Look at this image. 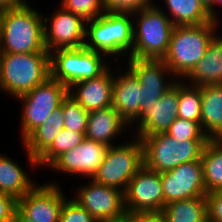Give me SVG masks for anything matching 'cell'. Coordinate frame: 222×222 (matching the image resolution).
Segmentation results:
<instances>
[{"instance_id":"1","label":"cell","mask_w":222,"mask_h":222,"mask_svg":"<svg viewBox=\"0 0 222 222\" xmlns=\"http://www.w3.org/2000/svg\"><path fill=\"white\" fill-rule=\"evenodd\" d=\"M219 24L213 20L199 25L174 26L162 60L178 80H183L203 58Z\"/></svg>"},{"instance_id":"2","label":"cell","mask_w":222,"mask_h":222,"mask_svg":"<svg viewBox=\"0 0 222 222\" xmlns=\"http://www.w3.org/2000/svg\"><path fill=\"white\" fill-rule=\"evenodd\" d=\"M133 33L131 12H104L86 22L84 47L105 54L109 60L116 59L119 64L120 56L127 59L132 52Z\"/></svg>"},{"instance_id":"3","label":"cell","mask_w":222,"mask_h":222,"mask_svg":"<svg viewBox=\"0 0 222 222\" xmlns=\"http://www.w3.org/2000/svg\"><path fill=\"white\" fill-rule=\"evenodd\" d=\"M30 4L27 1L4 12L0 53H49L44 42L43 14Z\"/></svg>"},{"instance_id":"4","label":"cell","mask_w":222,"mask_h":222,"mask_svg":"<svg viewBox=\"0 0 222 222\" xmlns=\"http://www.w3.org/2000/svg\"><path fill=\"white\" fill-rule=\"evenodd\" d=\"M50 77V53H0V91L14 99Z\"/></svg>"},{"instance_id":"5","label":"cell","mask_w":222,"mask_h":222,"mask_svg":"<svg viewBox=\"0 0 222 222\" xmlns=\"http://www.w3.org/2000/svg\"><path fill=\"white\" fill-rule=\"evenodd\" d=\"M133 48L128 58L163 59L174 24L160 6L155 4L132 13Z\"/></svg>"},{"instance_id":"6","label":"cell","mask_w":222,"mask_h":222,"mask_svg":"<svg viewBox=\"0 0 222 222\" xmlns=\"http://www.w3.org/2000/svg\"><path fill=\"white\" fill-rule=\"evenodd\" d=\"M144 165L158 173L169 171L180 164L199 161L205 145L210 140L177 141L166 133L151 134L141 138Z\"/></svg>"},{"instance_id":"7","label":"cell","mask_w":222,"mask_h":222,"mask_svg":"<svg viewBox=\"0 0 222 222\" xmlns=\"http://www.w3.org/2000/svg\"><path fill=\"white\" fill-rule=\"evenodd\" d=\"M108 59L85 47L59 49L50 53V76L69 88L79 81L99 77L113 64Z\"/></svg>"},{"instance_id":"8","label":"cell","mask_w":222,"mask_h":222,"mask_svg":"<svg viewBox=\"0 0 222 222\" xmlns=\"http://www.w3.org/2000/svg\"><path fill=\"white\" fill-rule=\"evenodd\" d=\"M130 141L108 146L103 163L92 179L99 184L125 191L135 173L144 165L143 143L132 136Z\"/></svg>"},{"instance_id":"9","label":"cell","mask_w":222,"mask_h":222,"mask_svg":"<svg viewBox=\"0 0 222 222\" xmlns=\"http://www.w3.org/2000/svg\"><path fill=\"white\" fill-rule=\"evenodd\" d=\"M68 88L51 76L30 92L16 98L22 104L20 116L21 143L39 126L44 124L52 111L61 107Z\"/></svg>"},{"instance_id":"10","label":"cell","mask_w":222,"mask_h":222,"mask_svg":"<svg viewBox=\"0 0 222 222\" xmlns=\"http://www.w3.org/2000/svg\"><path fill=\"white\" fill-rule=\"evenodd\" d=\"M124 204L129 216L161 213L164 194L160 173L143 165L124 191Z\"/></svg>"},{"instance_id":"11","label":"cell","mask_w":222,"mask_h":222,"mask_svg":"<svg viewBox=\"0 0 222 222\" xmlns=\"http://www.w3.org/2000/svg\"><path fill=\"white\" fill-rule=\"evenodd\" d=\"M123 61L141 85L140 116L178 80L162 59L127 58Z\"/></svg>"},{"instance_id":"12","label":"cell","mask_w":222,"mask_h":222,"mask_svg":"<svg viewBox=\"0 0 222 222\" xmlns=\"http://www.w3.org/2000/svg\"><path fill=\"white\" fill-rule=\"evenodd\" d=\"M43 20L44 42L49 53L84 47L87 21L82 17L60 5L52 15H43Z\"/></svg>"},{"instance_id":"13","label":"cell","mask_w":222,"mask_h":222,"mask_svg":"<svg viewBox=\"0 0 222 222\" xmlns=\"http://www.w3.org/2000/svg\"><path fill=\"white\" fill-rule=\"evenodd\" d=\"M82 184L76 187L74 197L71 198L96 221L115 220L127 215L123 191L96 183L93 179H88V184Z\"/></svg>"},{"instance_id":"14","label":"cell","mask_w":222,"mask_h":222,"mask_svg":"<svg viewBox=\"0 0 222 222\" xmlns=\"http://www.w3.org/2000/svg\"><path fill=\"white\" fill-rule=\"evenodd\" d=\"M54 181L36 184L17 200V208L34 222H59L61 207L67 195L59 182Z\"/></svg>"},{"instance_id":"15","label":"cell","mask_w":222,"mask_h":222,"mask_svg":"<svg viewBox=\"0 0 222 222\" xmlns=\"http://www.w3.org/2000/svg\"><path fill=\"white\" fill-rule=\"evenodd\" d=\"M164 194V206L172 201L207 195L203 180L201 160L180 164L172 170L160 173Z\"/></svg>"},{"instance_id":"16","label":"cell","mask_w":222,"mask_h":222,"mask_svg":"<svg viewBox=\"0 0 222 222\" xmlns=\"http://www.w3.org/2000/svg\"><path fill=\"white\" fill-rule=\"evenodd\" d=\"M107 149L106 144L86 138L78 146L60 155L48 168L51 172L92 179L103 163Z\"/></svg>"},{"instance_id":"17","label":"cell","mask_w":222,"mask_h":222,"mask_svg":"<svg viewBox=\"0 0 222 222\" xmlns=\"http://www.w3.org/2000/svg\"><path fill=\"white\" fill-rule=\"evenodd\" d=\"M179 80L155 101L150 109L144 111L134 123L136 129L131 134L142 138L151 134L165 133L169 126L178 118Z\"/></svg>"},{"instance_id":"18","label":"cell","mask_w":222,"mask_h":222,"mask_svg":"<svg viewBox=\"0 0 222 222\" xmlns=\"http://www.w3.org/2000/svg\"><path fill=\"white\" fill-rule=\"evenodd\" d=\"M112 68L110 66L99 77L73 84L68 88V94L79 102L88 113L112 106L115 76V71Z\"/></svg>"},{"instance_id":"19","label":"cell","mask_w":222,"mask_h":222,"mask_svg":"<svg viewBox=\"0 0 222 222\" xmlns=\"http://www.w3.org/2000/svg\"><path fill=\"white\" fill-rule=\"evenodd\" d=\"M123 69L114 76L112 107L133 129L132 124L140 117L141 85L128 68Z\"/></svg>"},{"instance_id":"20","label":"cell","mask_w":222,"mask_h":222,"mask_svg":"<svg viewBox=\"0 0 222 222\" xmlns=\"http://www.w3.org/2000/svg\"><path fill=\"white\" fill-rule=\"evenodd\" d=\"M64 129V112L61 107L52 111L44 124L37 127L23 142L22 147L32 169H39L37 159L52 145Z\"/></svg>"},{"instance_id":"21","label":"cell","mask_w":222,"mask_h":222,"mask_svg":"<svg viewBox=\"0 0 222 222\" xmlns=\"http://www.w3.org/2000/svg\"><path fill=\"white\" fill-rule=\"evenodd\" d=\"M130 127L112 107L89 112L85 137L92 141H98L113 146L123 132ZM119 136V137H118ZM116 139V140H115Z\"/></svg>"},{"instance_id":"22","label":"cell","mask_w":222,"mask_h":222,"mask_svg":"<svg viewBox=\"0 0 222 222\" xmlns=\"http://www.w3.org/2000/svg\"><path fill=\"white\" fill-rule=\"evenodd\" d=\"M195 86L222 84V35L216 34L203 58L192 71L183 79Z\"/></svg>"},{"instance_id":"23","label":"cell","mask_w":222,"mask_h":222,"mask_svg":"<svg viewBox=\"0 0 222 222\" xmlns=\"http://www.w3.org/2000/svg\"><path fill=\"white\" fill-rule=\"evenodd\" d=\"M203 132L210 140L222 139V84L201 86Z\"/></svg>"},{"instance_id":"24","label":"cell","mask_w":222,"mask_h":222,"mask_svg":"<svg viewBox=\"0 0 222 222\" xmlns=\"http://www.w3.org/2000/svg\"><path fill=\"white\" fill-rule=\"evenodd\" d=\"M6 154L0 153V192L22 198L37 183L26 169Z\"/></svg>"},{"instance_id":"25","label":"cell","mask_w":222,"mask_h":222,"mask_svg":"<svg viewBox=\"0 0 222 222\" xmlns=\"http://www.w3.org/2000/svg\"><path fill=\"white\" fill-rule=\"evenodd\" d=\"M166 6L163 12L170 18L175 26L199 25L212 22L207 8L199 0H163ZM166 8L167 10H165ZM169 12V13H168ZM169 14V15H168Z\"/></svg>"},{"instance_id":"26","label":"cell","mask_w":222,"mask_h":222,"mask_svg":"<svg viewBox=\"0 0 222 222\" xmlns=\"http://www.w3.org/2000/svg\"><path fill=\"white\" fill-rule=\"evenodd\" d=\"M161 215L166 222H207L206 196L172 201L164 206Z\"/></svg>"},{"instance_id":"27","label":"cell","mask_w":222,"mask_h":222,"mask_svg":"<svg viewBox=\"0 0 222 222\" xmlns=\"http://www.w3.org/2000/svg\"><path fill=\"white\" fill-rule=\"evenodd\" d=\"M201 162L206 193L222 190V139L205 145Z\"/></svg>"},{"instance_id":"28","label":"cell","mask_w":222,"mask_h":222,"mask_svg":"<svg viewBox=\"0 0 222 222\" xmlns=\"http://www.w3.org/2000/svg\"><path fill=\"white\" fill-rule=\"evenodd\" d=\"M178 118L200 122L201 86L190 85L184 80H179Z\"/></svg>"},{"instance_id":"29","label":"cell","mask_w":222,"mask_h":222,"mask_svg":"<svg viewBox=\"0 0 222 222\" xmlns=\"http://www.w3.org/2000/svg\"><path fill=\"white\" fill-rule=\"evenodd\" d=\"M86 139L85 133L63 129L52 145L37 159L38 167H49L60 155L81 144Z\"/></svg>"},{"instance_id":"30","label":"cell","mask_w":222,"mask_h":222,"mask_svg":"<svg viewBox=\"0 0 222 222\" xmlns=\"http://www.w3.org/2000/svg\"><path fill=\"white\" fill-rule=\"evenodd\" d=\"M64 112V128L73 132L85 133L89 113L72 96L67 94L61 103Z\"/></svg>"},{"instance_id":"31","label":"cell","mask_w":222,"mask_h":222,"mask_svg":"<svg viewBox=\"0 0 222 222\" xmlns=\"http://www.w3.org/2000/svg\"><path fill=\"white\" fill-rule=\"evenodd\" d=\"M177 141L183 140H210L203 132L200 122L176 118L165 132Z\"/></svg>"},{"instance_id":"32","label":"cell","mask_w":222,"mask_h":222,"mask_svg":"<svg viewBox=\"0 0 222 222\" xmlns=\"http://www.w3.org/2000/svg\"><path fill=\"white\" fill-rule=\"evenodd\" d=\"M59 5L85 21L95 19L105 12L103 0H61Z\"/></svg>"},{"instance_id":"33","label":"cell","mask_w":222,"mask_h":222,"mask_svg":"<svg viewBox=\"0 0 222 222\" xmlns=\"http://www.w3.org/2000/svg\"><path fill=\"white\" fill-rule=\"evenodd\" d=\"M59 222H97L96 219L71 197L64 201Z\"/></svg>"},{"instance_id":"34","label":"cell","mask_w":222,"mask_h":222,"mask_svg":"<svg viewBox=\"0 0 222 222\" xmlns=\"http://www.w3.org/2000/svg\"><path fill=\"white\" fill-rule=\"evenodd\" d=\"M156 0H103L105 12H135L153 6Z\"/></svg>"},{"instance_id":"35","label":"cell","mask_w":222,"mask_h":222,"mask_svg":"<svg viewBox=\"0 0 222 222\" xmlns=\"http://www.w3.org/2000/svg\"><path fill=\"white\" fill-rule=\"evenodd\" d=\"M208 221L222 222V190L206 195Z\"/></svg>"},{"instance_id":"36","label":"cell","mask_w":222,"mask_h":222,"mask_svg":"<svg viewBox=\"0 0 222 222\" xmlns=\"http://www.w3.org/2000/svg\"><path fill=\"white\" fill-rule=\"evenodd\" d=\"M17 208V200L8 194L0 192V222H13Z\"/></svg>"},{"instance_id":"37","label":"cell","mask_w":222,"mask_h":222,"mask_svg":"<svg viewBox=\"0 0 222 222\" xmlns=\"http://www.w3.org/2000/svg\"><path fill=\"white\" fill-rule=\"evenodd\" d=\"M133 222H166L161 213L138 214L133 216Z\"/></svg>"},{"instance_id":"38","label":"cell","mask_w":222,"mask_h":222,"mask_svg":"<svg viewBox=\"0 0 222 222\" xmlns=\"http://www.w3.org/2000/svg\"><path fill=\"white\" fill-rule=\"evenodd\" d=\"M28 0H0V9L9 11L10 9L18 8L24 5Z\"/></svg>"},{"instance_id":"39","label":"cell","mask_w":222,"mask_h":222,"mask_svg":"<svg viewBox=\"0 0 222 222\" xmlns=\"http://www.w3.org/2000/svg\"><path fill=\"white\" fill-rule=\"evenodd\" d=\"M216 5V6H215ZM222 5V0H211V4L207 7L208 14L211 16L213 20L220 21L217 15V10L215 7ZM219 19V20H218Z\"/></svg>"},{"instance_id":"40","label":"cell","mask_w":222,"mask_h":222,"mask_svg":"<svg viewBox=\"0 0 222 222\" xmlns=\"http://www.w3.org/2000/svg\"><path fill=\"white\" fill-rule=\"evenodd\" d=\"M13 222H34V221L27 218L18 208H16Z\"/></svg>"},{"instance_id":"41","label":"cell","mask_w":222,"mask_h":222,"mask_svg":"<svg viewBox=\"0 0 222 222\" xmlns=\"http://www.w3.org/2000/svg\"><path fill=\"white\" fill-rule=\"evenodd\" d=\"M97 222H132V217L128 214L125 217L115 219V220H102Z\"/></svg>"},{"instance_id":"42","label":"cell","mask_w":222,"mask_h":222,"mask_svg":"<svg viewBox=\"0 0 222 222\" xmlns=\"http://www.w3.org/2000/svg\"><path fill=\"white\" fill-rule=\"evenodd\" d=\"M3 17H4V11L0 9V39H1V31H2Z\"/></svg>"},{"instance_id":"43","label":"cell","mask_w":222,"mask_h":222,"mask_svg":"<svg viewBox=\"0 0 222 222\" xmlns=\"http://www.w3.org/2000/svg\"><path fill=\"white\" fill-rule=\"evenodd\" d=\"M206 8L211 4V0H199Z\"/></svg>"}]
</instances>
